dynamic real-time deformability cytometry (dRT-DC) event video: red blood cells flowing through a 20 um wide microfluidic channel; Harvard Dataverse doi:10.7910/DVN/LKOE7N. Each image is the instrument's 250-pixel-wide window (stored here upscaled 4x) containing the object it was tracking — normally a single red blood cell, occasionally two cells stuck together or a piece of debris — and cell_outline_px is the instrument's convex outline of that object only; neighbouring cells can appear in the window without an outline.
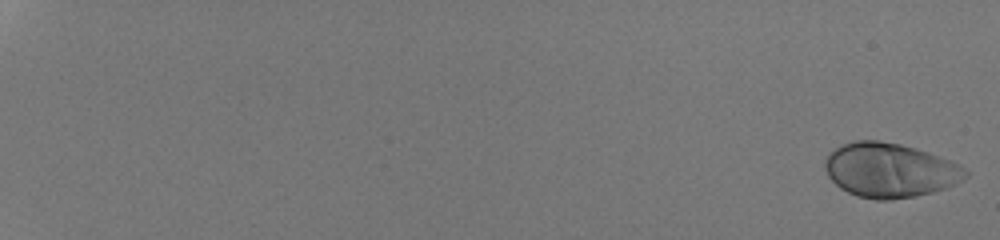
{"species": "human", "species_latin": "Homo sapiens", "temperature_condition": "room temperature", "stored_images_in_passage": 54, "camera_frame_rate_fps": 3000, "um_per_image_px": 0.085, "donor": {"sex": "male"}, "frame": {"image": 1, "passage_image": 1, "time_ms": 0.0, "image_size_px": [1000, 240], "cell_outline_px": [[968, 176], [964, 180], [956, 184], [932, 192], [916, 196], [892, 200], [876, 200], [856, 196], [840, 188], [828, 176], [824, 168], [824, 160], [828, 152], [852, 140], [880, 140], [900, 144], [916, 148], [952, 160], [960, 164], [968, 172]], "centroid_in_image_um": [75.64, 14.46], "position_along_channel_um": 9.4, "area_um2": 45.03}}
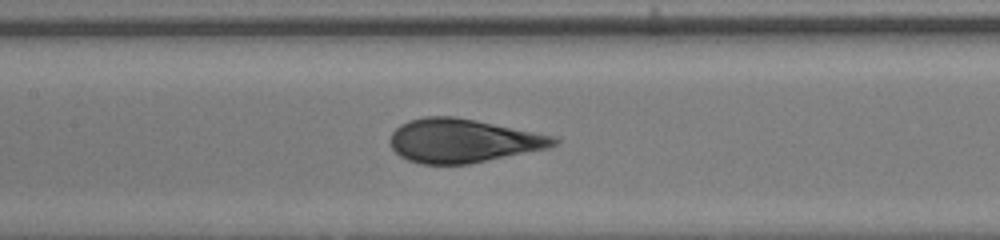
{"frame": {"image": 2, "passage_image": 31, "time_ms": 10.0, "image_size_px": [1000, 240], "cell_outline_px": [[560, 140], [556, 144], [548, 148], [468, 164], [420, 164], [408, 160], [400, 156], [392, 148], [388, 140], [392, 132], [400, 124], [408, 120], [424, 116], [456, 116], [556, 136]], "centroid_in_image_um": [39.32, 11.95], "position_along_channel_um": 168.1, "area_um2": 41.85}}
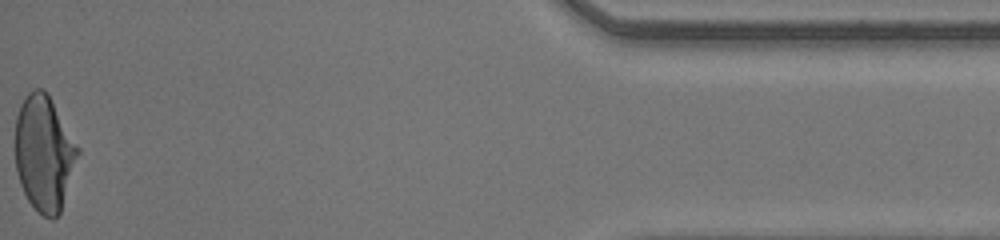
{"frame": {"image": 3, "passage_image": 54, "time_ms": 17.667, "image_size_px": [1000, 240], "cell_outline_px": [[80, 152], [60, 212], [52, 220], [44, 216], [28, 200], [20, 184], [16, 172], [16, 116], [20, 104], [28, 92], [32, 88], [44, 88], [48, 92], [80, 148]], "centroid_in_image_um": [3.76, 12.97], "position_along_channel_um": 431.4, "area_um2": 42.25}, "authors_computed_cell_mechanics": {"area_um2": 42.0206, "velocity_mm_per_s": 4.253, "shape_relaxation_time_tau1_ms": 5.0954, "shape_relaxation_time_tau2_ms": null, "deformation_change_tau1": 0.2271, "deformation_change_tau2": null}}